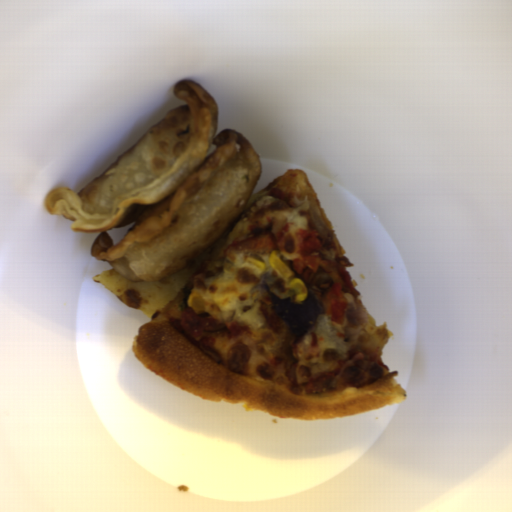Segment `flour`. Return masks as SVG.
<instances>
[{
  "label": "flour",
  "instance_id": "obj_1",
  "mask_svg": "<svg viewBox=\"0 0 512 512\" xmlns=\"http://www.w3.org/2000/svg\"><path fill=\"white\" fill-rule=\"evenodd\" d=\"M184 105L165 113L100 176L80 190L46 194L50 215L72 229L99 232L90 258L111 264L130 281L149 282L183 271L244 211L261 174L247 137L221 130L213 94L191 79L173 89ZM134 225L117 244L105 231Z\"/></svg>",
  "mask_w": 512,
  "mask_h": 512
}]
</instances>
